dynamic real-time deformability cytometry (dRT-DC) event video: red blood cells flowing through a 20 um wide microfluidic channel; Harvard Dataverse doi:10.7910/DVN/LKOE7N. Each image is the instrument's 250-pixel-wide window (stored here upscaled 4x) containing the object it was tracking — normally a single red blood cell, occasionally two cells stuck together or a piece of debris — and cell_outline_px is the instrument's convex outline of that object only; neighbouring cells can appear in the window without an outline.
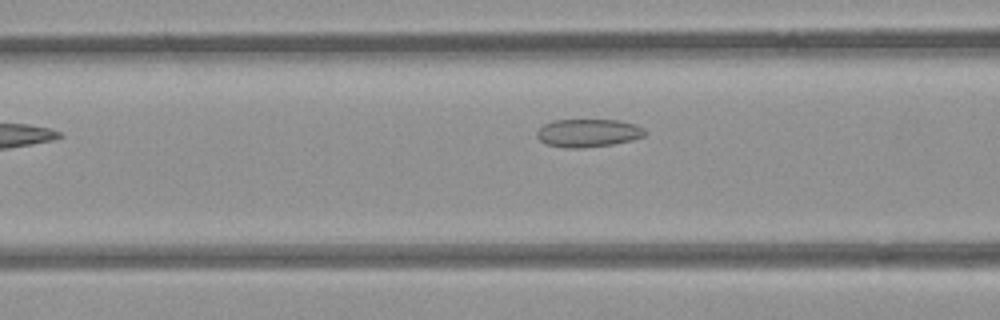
{"species": "common noctule bat (a hibernating species)", "species_latin": "Nyctalus noctula", "temperature_condition": "room temperature", "stored_images_in_passage": 38, "camera_frame_rate_fps": 3000, "um_per_image_px": 0.085, "animal": {"sex": "female", "body_mass_g": 21.9}, "frame": {"image": 1, "passage_image": 5, "time_ms": 1.333, "image_size_px": [1000, 320], "cell_outline_px": [[648, 132], [644, 136], [632, 140], [612, 144], [584, 148], [564, 148], [548, 144], [540, 140], [536, 136], [536, 132], [544, 124], [552, 120], [620, 120], [644, 128]], "centroid_in_image_um": [49.99, 11.3], "position_along_channel_um": 116.6, "area_um2": 17.69}}
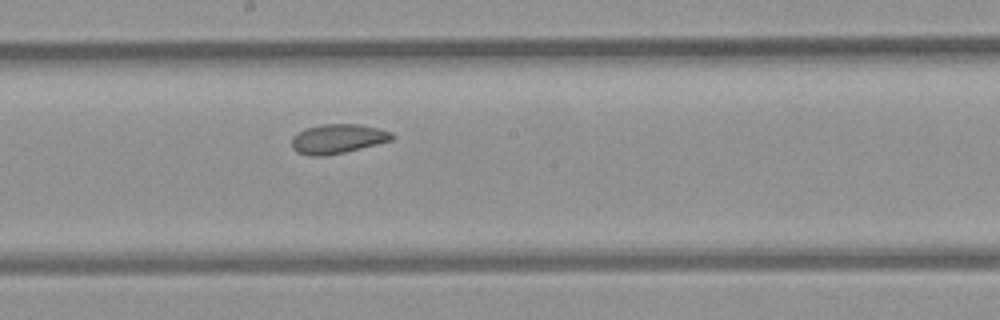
{"frame": {"image": 2, "passage_image": 13, "time_ms": 4.0, "image_size_px": [1000, 320], "cell_outline_px": [[396, 136], [392, 140], [344, 152], [324, 156], [308, 156], [296, 152], [292, 148], [292, 136], [296, 132], [304, 128], [320, 124], [360, 124], [392, 132]], "centroid_in_image_um": [28.66, 11.79], "position_along_channel_um": 219.5, "area_um2": 17.34}}
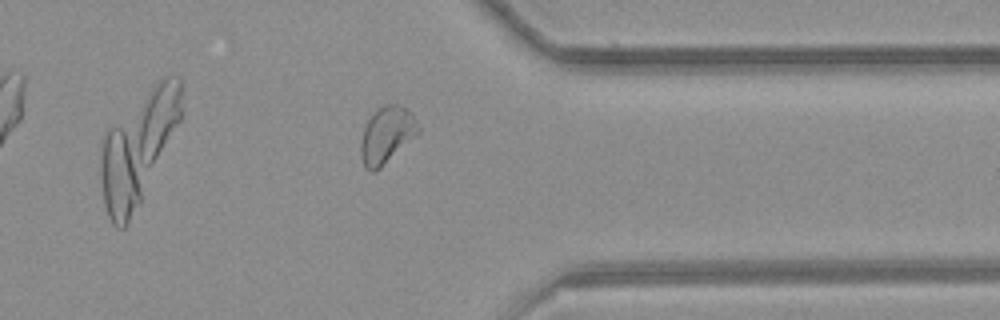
{"frame": {"image": 3, "passage_image": 26, "time_ms": 8.333, "image_size_px": [1000, 320], "cell_outline_px": [[420, 132], [380, 168], [372, 172], [368, 172], [364, 168], [360, 156], [360, 144], [364, 128], [368, 120], [384, 104], [400, 104], [412, 116], [420, 128]], "centroid_in_image_um": [32.84, 11.52], "position_along_channel_um": 378.6, "area_um2": 18.67}, "authors_computed_cell_mechanics": {"area_um2": 17.918, "velocity_mm_per_s": 3.8512, "shape_relaxation_time_tau1_ms": null, "shape_relaxation_time_tau2_ms": 3.1948, "deformation_change_tau1": null, "deformation_change_tau2": 0.0779}}